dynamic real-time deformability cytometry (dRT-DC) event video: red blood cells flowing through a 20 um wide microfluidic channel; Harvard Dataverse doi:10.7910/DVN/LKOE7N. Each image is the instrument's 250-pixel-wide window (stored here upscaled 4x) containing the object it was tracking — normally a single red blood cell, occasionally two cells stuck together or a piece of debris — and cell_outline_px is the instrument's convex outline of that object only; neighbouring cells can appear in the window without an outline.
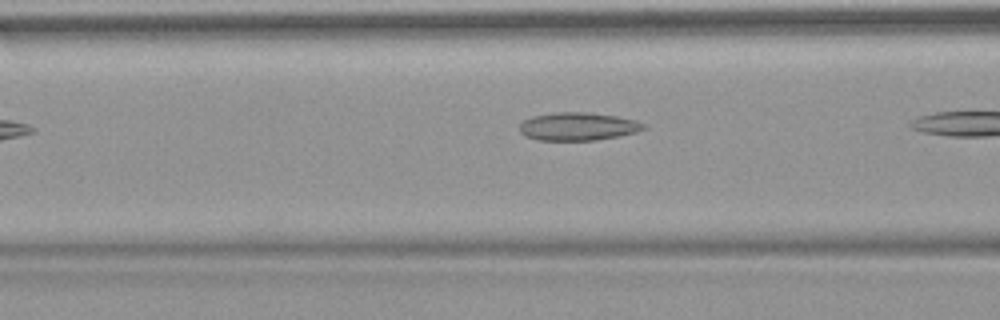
{"species": "common noctule bat (a hibernating species)", "species_latin": "Nyctalus noctula", "temperature_condition": "warm", "stored_images_in_passage": 7, "camera_frame_rate_fps": 3000, "um_per_image_px": 0.085, "animal": {"sex": "female", "body_mass_g": 18.4}, "frame": {"image": 1, "passage_image": 6, "time_ms": 1.667, "image_size_px": [1000, 320], "cell_outline_px": [[648, 128], [636, 132], [620, 136], [596, 140], [540, 140], [524, 136], [520, 132], [520, 124], [524, 120], [532, 116], [552, 112], [588, 112], [616, 116], [636, 120], [644, 124]], "centroid_in_image_um": [49.13, 10.74], "position_along_channel_um": 117.5, "area_um2": 20.4}}